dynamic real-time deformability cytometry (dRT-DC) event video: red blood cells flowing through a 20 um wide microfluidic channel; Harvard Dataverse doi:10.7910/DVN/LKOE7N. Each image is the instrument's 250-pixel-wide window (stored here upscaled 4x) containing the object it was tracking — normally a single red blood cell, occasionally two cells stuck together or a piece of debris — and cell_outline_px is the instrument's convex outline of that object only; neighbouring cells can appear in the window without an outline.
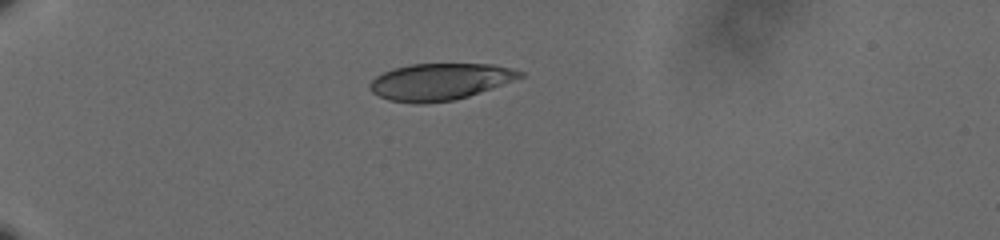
{"species": "human", "species_latin": "Homo sapiens", "temperature_condition": "cold", "stored_images_in_passage": 42, "camera_frame_rate_fps": 3000, "um_per_image_px": 0.085, "donor": {"sex": "male"}, "frame": {"image": 1, "passage_image": 1, "time_ms": 0.0, "image_size_px": [1000, 240], "cell_outline_px": [[524, 76], [468, 96], [456, 100], [424, 104], [416, 104], [388, 100], [372, 92], [368, 88], [368, 84], [376, 76], [384, 72], [396, 68], [412, 64], [492, 64], [512, 68], [524, 72]], "centroid_in_image_um": [37.36, 6.95], "position_along_channel_um": 47.6, "area_um2": 32.02}}
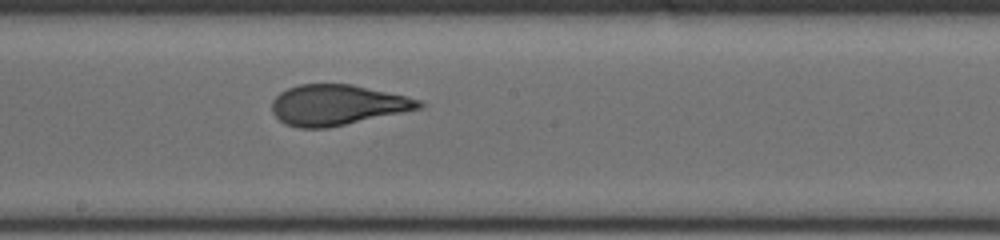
{"frame": {"image": 2, "passage_image": 19, "time_ms": 6.0, "image_size_px": [1000, 240], "cell_outline_px": [[424, 108], [328, 128], [300, 128], [284, 124], [272, 112], [272, 100], [280, 92], [288, 88], [300, 84], [352, 84], [408, 96], [420, 100], [424, 104]], "centroid_in_image_um": [28.69, 8.92], "position_along_channel_um": 219.5, "area_um2": 34.91}}
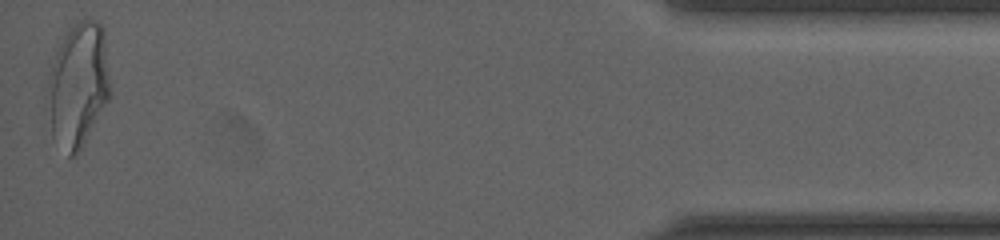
{"frame": {"image": 3, "passage_image": 42, "time_ms": 13.667, "image_size_px": [1000, 240], "cell_outline_px": [[112, 92], [108, 100], [84, 144], [76, 156], [68, 156], [52, 136], [44, 108], [44, 96], [52, 64], [56, 52], [68, 24], [88, 16], [96, 20], [104, 28]], "centroid_in_image_um": [6.61, 7.18], "position_along_channel_um": 428.6, "area_um2": 47.16}, "authors_computed_cell_mechanics": {"area_um2": 34.8245, "velocity_mm_per_s": 3.6188, "shape_relaxation_time_tau1_ms": 6.0353, "shape_relaxation_time_tau2_ms": 0.7701, "deformation_change_tau1": 0.2009, "deformation_change_tau2": 0.0772}}